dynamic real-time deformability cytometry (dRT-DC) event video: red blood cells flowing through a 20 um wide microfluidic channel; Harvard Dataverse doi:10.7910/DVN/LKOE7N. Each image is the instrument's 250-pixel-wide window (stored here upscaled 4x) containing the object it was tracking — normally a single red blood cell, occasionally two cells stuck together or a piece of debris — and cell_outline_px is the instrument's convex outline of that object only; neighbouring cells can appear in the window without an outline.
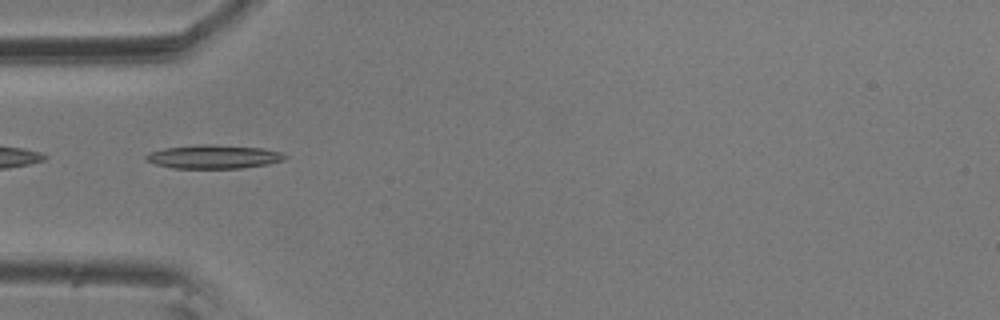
{"species": "common noctule bat (a hibernating species)", "species_latin": "Nyctalus noctula", "temperature_condition": "room temperature", "stored_images_in_passage": 6, "camera_frame_rate_fps": 3000, "um_per_image_px": 0.085, "animal": {"sex": "male", "body_mass_g": 20.5, "forearm_length_mm": 52.5}, "frame": {"image": 1, "passage_image": 4, "time_ms": 1.0, "image_size_px": [1000, 320], "cell_outline_px": [[288, 156], [284, 160], [268, 164], [240, 168], [172, 168], [156, 164], [144, 160], [144, 156], [148, 152], [164, 148], [196, 144], [212, 144], [264, 148], [284, 152]], "centroid_in_image_um": [18.16, 13.31], "position_along_channel_um": 66.8, "area_um2": 19.48}}
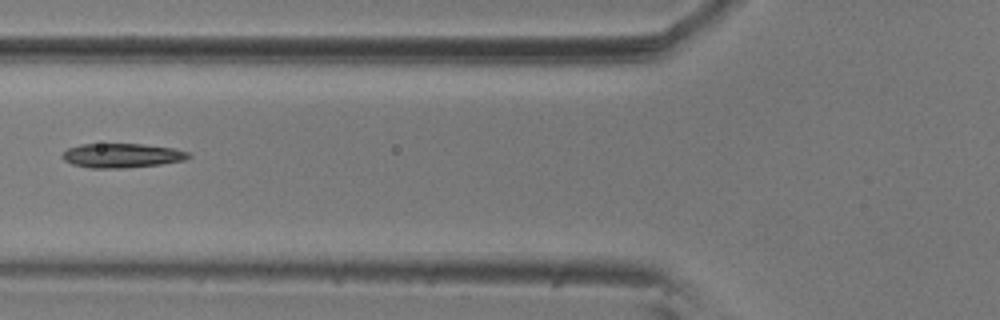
{"frame": {"image": 2, "passage_image": 5, "time_ms": 1.333, "image_size_px": [1000, 320], "cell_outline_px": [[192, 156], [184, 160], [160, 164], [124, 168], [88, 168], [72, 164], [64, 160], [60, 156], [68, 148], [80, 144], [140, 144], [176, 148], [188, 152]], "centroid_in_image_um": [10.35, 13.22], "position_along_channel_um": 115.5, "area_um2": 17.92}}
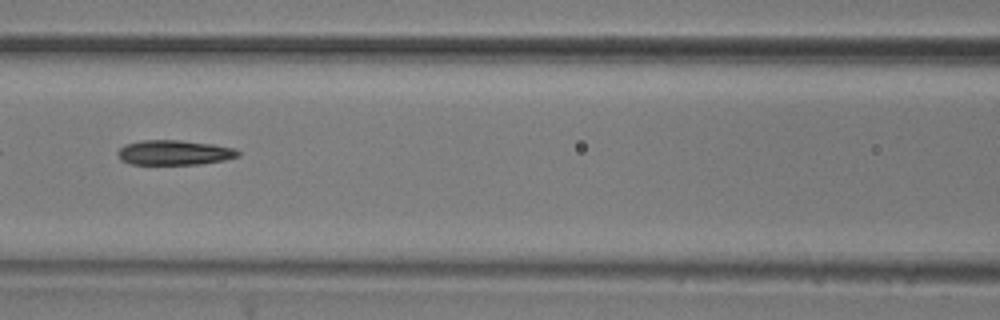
{"frame": {"image": 3, "passage_image": 6, "time_ms": 1.667, "image_size_px": [1000, 320], "cell_outline_px": [[240, 156], [224, 160], [200, 164], [132, 164], [120, 160], [116, 152], [124, 144], [144, 140], [180, 140], [212, 144], [232, 148], [240, 152]], "centroid_in_image_um": [14.78, 12.97], "position_along_channel_um": 151.8, "area_um2": 17.4}}